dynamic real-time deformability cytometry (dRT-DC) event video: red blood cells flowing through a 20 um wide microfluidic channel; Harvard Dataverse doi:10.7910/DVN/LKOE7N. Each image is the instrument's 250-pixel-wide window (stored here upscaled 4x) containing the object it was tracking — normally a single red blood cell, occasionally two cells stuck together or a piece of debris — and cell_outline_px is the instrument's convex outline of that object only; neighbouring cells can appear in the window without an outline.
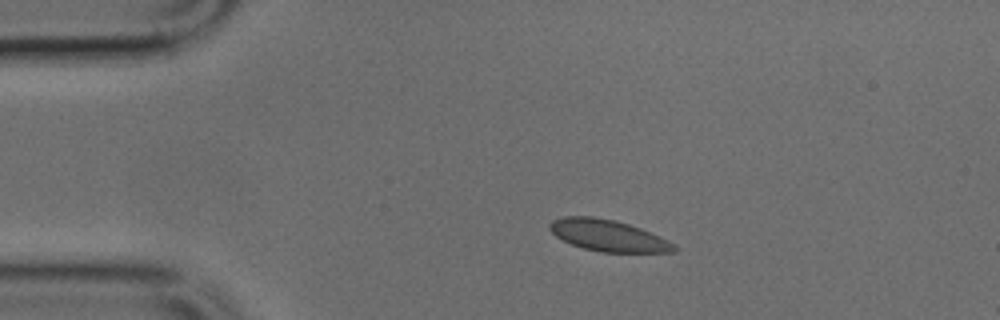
{"species": "common noctule bat (a hibernating species)", "species_latin": "Nyctalus noctula", "temperature_condition": "cold", "stored_images_in_passage": 41, "camera_frame_rate_fps": 3000, "um_per_image_px": 0.085, "animal": {"sex": "male", "body_mass_g": 17.9, "forearm_length_mm": 54.2}, "frame": {"image": 1, "passage_image": 1, "time_ms": 0.0, "image_size_px": [1000, 320], "cell_outline_px": [[676, 252], [600, 252], [584, 248], [572, 244], [556, 236], [548, 228], [548, 224], [552, 220], [564, 216], [592, 216], [612, 220], [628, 224], [640, 228], [668, 240], [676, 244]], "centroid_in_image_um": [51.68, 20.02], "position_along_channel_um": 33.3, "area_um2": 22.66}}
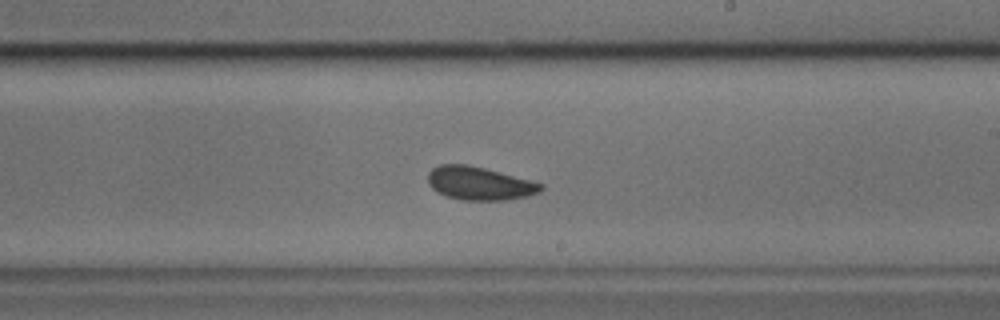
{"frame": {"image": 2, "passage_image": 20, "time_ms": 6.333, "image_size_px": [1000, 320], "cell_outline_px": [[544, 188], [540, 192], [528, 196], [504, 200], [460, 200], [436, 192], [428, 184], [428, 172], [432, 168], [440, 164], [468, 164], [484, 168], [544, 184]], "centroid_in_image_um": [40.73, 15.59], "position_along_channel_um": 248.3, "area_um2": 21.91}}
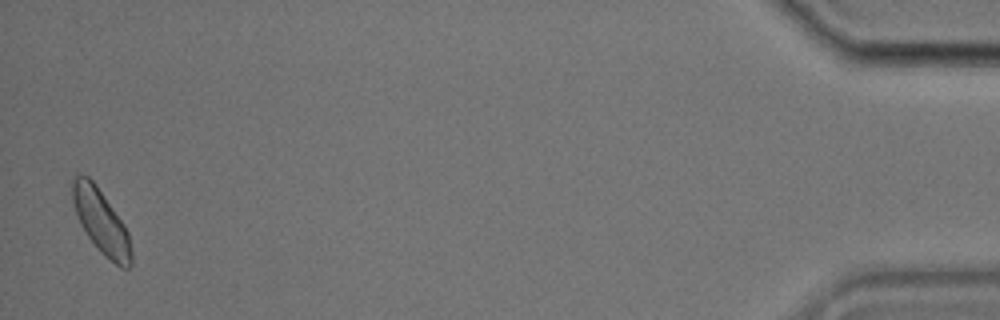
{"frame": {"image": 3, "passage_image": 40, "time_ms": 13.0, "image_size_px": [1000, 320], "cell_outline_px": [[132, 264], [128, 268], [120, 268], [104, 256], [100, 252], [88, 236], [80, 224], [72, 200], [68, 184], [72, 176], [88, 176], [96, 184], [124, 224], [128, 232], [132, 252]], "centroid_in_image_um": [8.57, 18.82], "position_along_channel_um": 426.6, "area_um2": 22.25}}